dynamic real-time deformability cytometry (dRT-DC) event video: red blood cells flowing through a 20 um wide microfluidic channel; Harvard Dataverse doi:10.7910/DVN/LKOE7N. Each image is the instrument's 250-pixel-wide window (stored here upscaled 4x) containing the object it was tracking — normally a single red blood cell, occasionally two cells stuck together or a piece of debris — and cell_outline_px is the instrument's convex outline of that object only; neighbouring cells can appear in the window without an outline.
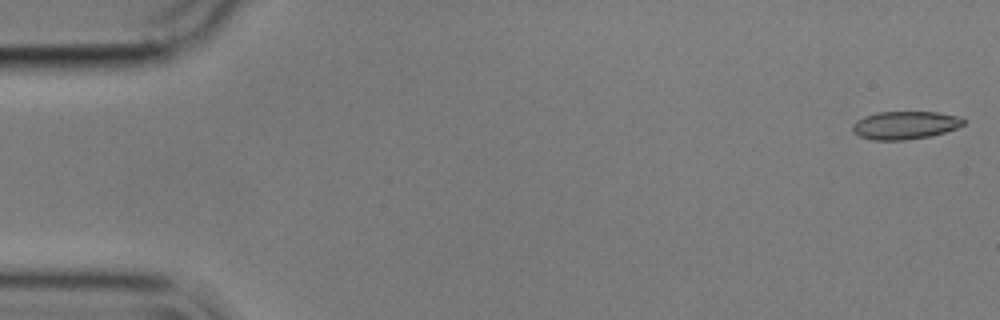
{"species": "common noctule bat (a hibernating species)", "species_latin": "Nyctalus noctula", "temperature_condition": "cold", "stored_images_in_passage": 55, "camera_frame_rate_fps": 3000, "um_per_image_px": 0.085, "animal": {"sex": "male", "body_mass_g": 17.9}, "frame": {"image": 1, "passage_image": 1, "time_ms": 0.0, "image_size_px": [1000, 320], "cell_outline_px": [[964, 124], [956, 128], [944, 132], [928, 136], [908, 140], [872, 140], [860, 136], [852, 132], [852, 124], [856, 120], [864, 116], [876, 112], [940, 112], [960, 116], [964, 120]], "centroid_in_image_um": [76.9, 10.63], "position_along_channel_um": 8.1, "area_um2": 18.21}}
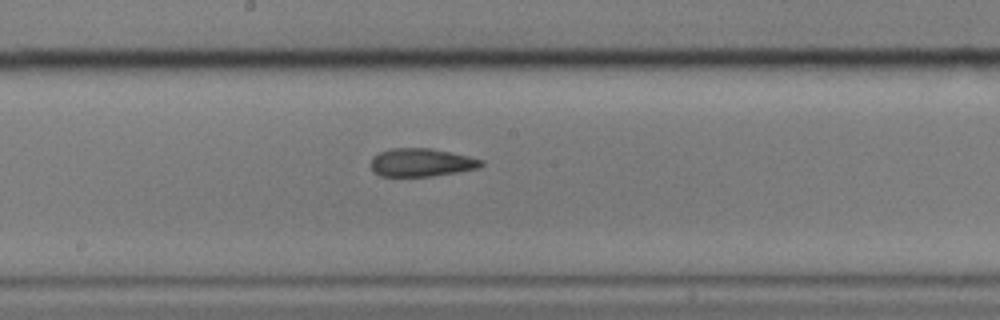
{"frame": {"image": 2, "passage_image": 29, "time_ms": 9.333, "image_size_px": [1000, 320], "cell_outline_px": [[484, 164], [480, 168], [432, 176], [380, 176], [372, 172], [372, 156], [380, 152], [392, 148], [432, 148], [468, 156], [484, 160]], "centroid_in_image_um": [35.82, 13.81], "position_along_channel_um": 212.4, "area_um2": 18.15}}
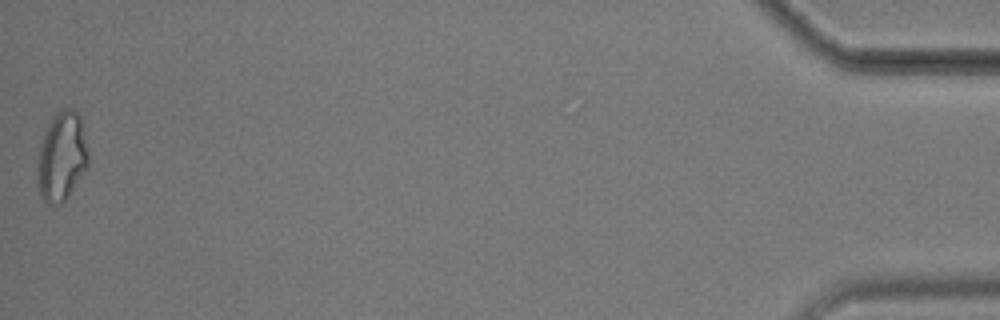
{"frame": {"image": 3, "passage_image": 55, "time_ms": 18.0, "image_size_px": [1000, 320], "cell_outline_px": [[88, 168], [68, 196], [60, 204], [48, 204], [44, 200], [40, 192], [36, 180], [36, 160], [40, 140], [52, 116], [56, 112], [64, 108], [72, 108], [80, 116], [88, 152]], "centroid_in_image_um": [5.22, 13.3], "position_along_channel_um": 430.0, "area_um2": 26.88}, "authors_computed_cell_mechanics": {"area_um2": 18.8428, "velocity_mm_per_s": 3.5944, "shape_relaxation_time_tau1_ms": 7.1008, "shape_relaxation_time_tau2_ms": 2.6696, "deformation_change_tau1": 0.1627, "deformation_change_tau2": 0.1029}}